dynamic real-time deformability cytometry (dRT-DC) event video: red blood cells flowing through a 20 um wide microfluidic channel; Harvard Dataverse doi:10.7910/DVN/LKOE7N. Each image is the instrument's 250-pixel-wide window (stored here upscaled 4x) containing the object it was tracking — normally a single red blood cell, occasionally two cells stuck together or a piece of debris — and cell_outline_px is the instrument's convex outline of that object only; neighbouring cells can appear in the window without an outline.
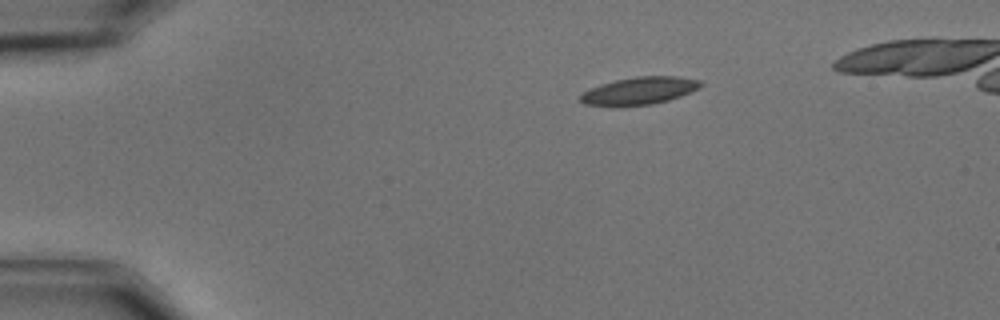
{"species": "common noctule bat (a hibernating species)", "species_latin": "Nyctalus noctula", "temperature_condition": "cold", "stored_images_in_passage": 44, "camera_frame_rate_fps": 3000, "um_per_image_px": 0.085, "animal": {"sex": "male", "body_mass_g": 15.6}, "frame": {"image": 1, "passage_image": 1, "time_ms": 0.0, "image_size_px": [1000, 320], "cell_outline_px": [[704, 84], [700, 88], [680, 96], [668, 100], [652, 104], [584, 104], [580, 100], [580, 96], [584, 92], [600, 84], [616, 80], [636, 76], [680, 76], [700, 80]], "centroid_in_image_um": [54.44, 7.67], "position_along_channel_um": 30.6, "area_um2": 18.67}}
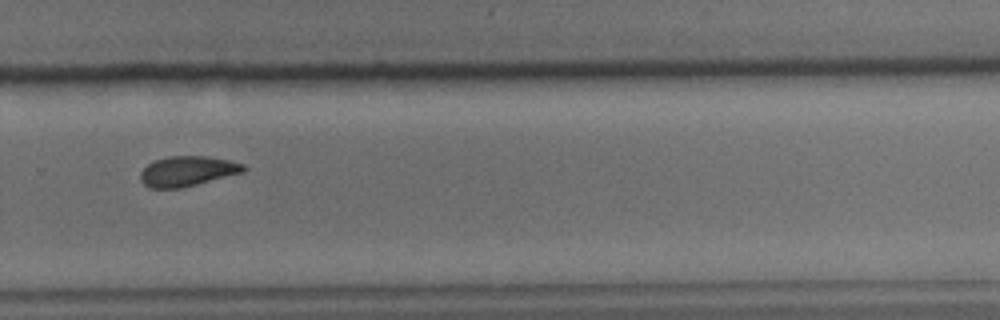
{"frame": {"image": 2, "passage_image": 30, "time_ms": 9.667, "image_size_px": [1000, 320], "cell_outline_px": [[248, 168], [244, 172], [180, 188], [148, 188], [140, 180], [140, 172], [148, 164], [156, 160], [168, 156], [204, 156], [228, 160], [244, 164]], "centroid_in_image_um": [15.92, 14.55], "position_along_channel_um": 313.9, "area_um2": 17.98}}
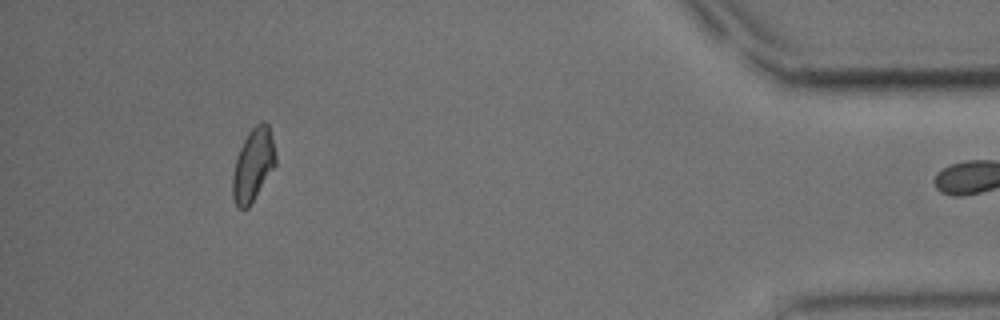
{"frame": {"image": 3, "passage_image": 43, "time_ms": 14.0, "image_size_px": [1000, 320], "cell_outline_px": [[276, 164], [248, 208], [240, 208], [236, 204], [232, 196], [232, 176], [236, 160], [240, 148], [248, 132], [260, 120], [264, 120], [268, 124], [276, 156]], "centroid_in_image_um": [21.51, 13.99], "position_along_channel_um": 413.7, "area_um2": 17.98}}